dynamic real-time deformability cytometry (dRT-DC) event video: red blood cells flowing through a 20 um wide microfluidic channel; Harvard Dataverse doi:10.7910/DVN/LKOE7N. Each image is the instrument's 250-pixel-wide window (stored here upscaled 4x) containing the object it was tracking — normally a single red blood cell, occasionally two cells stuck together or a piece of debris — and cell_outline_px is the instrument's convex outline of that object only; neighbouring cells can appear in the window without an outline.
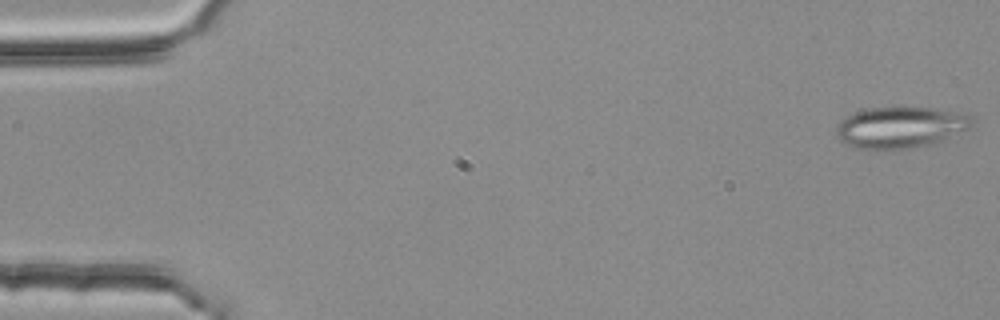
{"species": "common noctule bat (a hibernating species)", "species_latin": "Nyctalus noctula", "temperature_condition": "room temperature", "stored_images_in_passage": 5, "camera_frame_rate_fps": 3000, "um_per_image_px": 0.085, "animal": {"sex": "female", "body_mass_g": 25.1}, "frame": {"image": 1, "passage_image": 1, "time_ms": 0.0, "image_size_px": [1000, 320], "cell_outline_px": [[976, 124], [968, 128], [940, 140], [928, 144], [908, 148], [856, 148], [840, 140], [836, 136], [836, 124], [840, 120], [856, 112], [868, 108], [900, 104], [936, 108], [968, 112]], "centroid_in_image_um": [76.57, 10.74], "position_along_channel_um": 8.4, "area_um2": 33.23}}
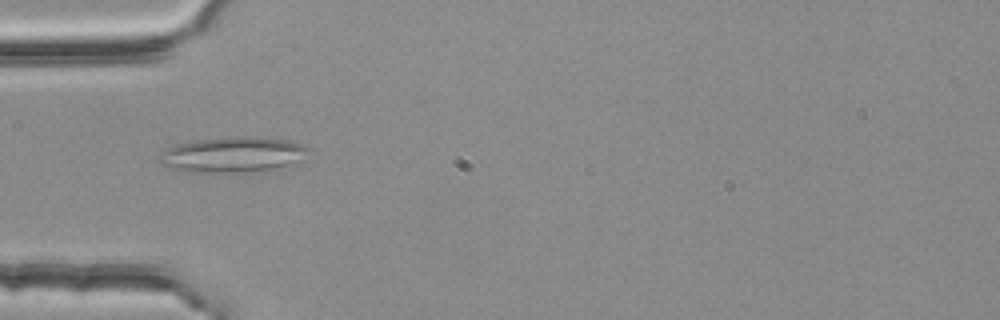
{"frame": {"image": 2, "passage_image": 4, "time_ms": 1.0, "image_size_px": [1000, 320], "cell_outline_px": [[312, 148], [300, 160], [268, 172], [192, 172], [172, 168], [160, 164], [160, 152], [164, 148], [176, 144], [196, 140], [240, 136], [252, 136], [288, 140], [304, 144]], "centroid_in_image_um": [19.82, 13.14], "position_along_channel_um": 65.2, "area_um2": 31.21}}